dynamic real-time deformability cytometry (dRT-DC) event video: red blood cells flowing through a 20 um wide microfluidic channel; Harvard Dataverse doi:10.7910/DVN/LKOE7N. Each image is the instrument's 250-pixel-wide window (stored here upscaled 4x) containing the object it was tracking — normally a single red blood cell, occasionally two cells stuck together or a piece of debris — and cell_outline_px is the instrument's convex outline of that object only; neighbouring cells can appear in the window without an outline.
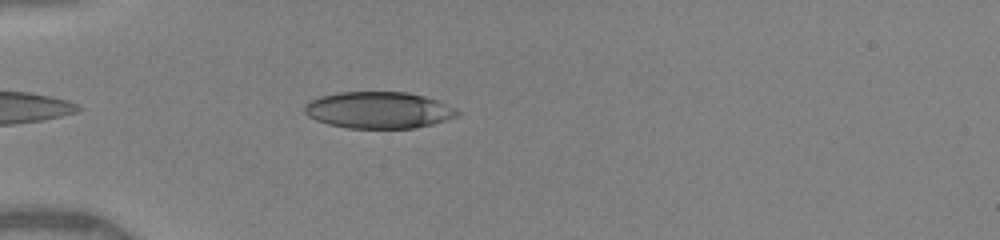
{"species": "human", "species_latin": "Homo sapiens", "temperature_condition": "warm", "stored_images_in_passage": 38, "camera_frame_rate_fps": 3000, "um_per_image_px": 0.085, "donor": {"sex": "female"}, "frame": {"image": 1, "passage_image": 4, "time_ms": 1.0, "image_size_px": [1000, 240], "cell_outline_px": [[460, 112], [456, 116], [448, 120], [432, 124], [412, 128], [348, 128], [328, 124], [316, 120], [308, 116], [304, 112], [304, 108], [312, 100], [320, 96], [340, 92], [404, 92], [424, 96], [436, 100], [456, 108]], "centroid_in_image_um": [32.19, 9.36], "position_along_channel_um": 52.8, "area_um2": 32.43}}
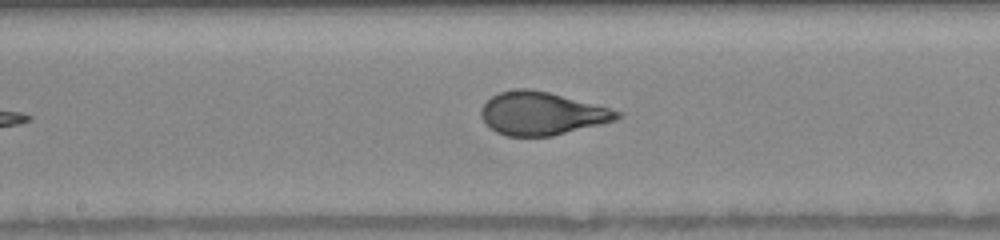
{"frame": {"image": 2, "passage_image": 16, "time_ms": 5.0, "image_size_px": [1000, 240], "cell_outline_px": [[624, 116], [616, 120], [552, 136], [504, 136], [488, 128], [480, 116], [480, 108], [492, 96], [500, 92], [520, 88], [528, 88], [548, 92], [624, 112]], "centroid_in_image_um": [46.02, 9.65], "position_along_channel_um": 202.2, "area_um2": 34.1}}
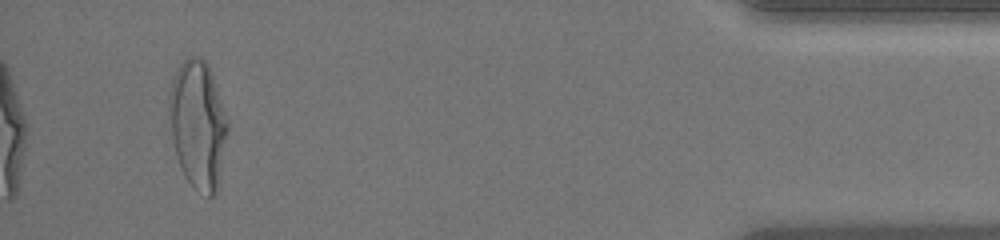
{"frame": {"image": 3, "passage_image": 36, "time_ms": 11.667, "image_size_px": [1000, 240], "cell_outline_px": [[228, 132], [216, 192], [212, 196], [208, 196], [192, 184], [184, 176], [176, 156], [172, 136], [168, 108], [168, 96], [172, 80], [180, 64], [188, 56], [200, 56], [208, 64], [228, 124]], "centroid_in_image_um": [16.8, 10.55], "position_along_channel_um": 418.4, "area_um2": 42.95}, "authors_computed_cell_mechanics": {"area_um2": 34.3621, "velocity_mm_per_s": 4.1073, "shape_relaxation_time_tau1_ms": 4.8352, "shape_relaxation_time_tau2_ms": null, "deformation_change_tau1": 0.2359, "deformation_change_tau2": null}}